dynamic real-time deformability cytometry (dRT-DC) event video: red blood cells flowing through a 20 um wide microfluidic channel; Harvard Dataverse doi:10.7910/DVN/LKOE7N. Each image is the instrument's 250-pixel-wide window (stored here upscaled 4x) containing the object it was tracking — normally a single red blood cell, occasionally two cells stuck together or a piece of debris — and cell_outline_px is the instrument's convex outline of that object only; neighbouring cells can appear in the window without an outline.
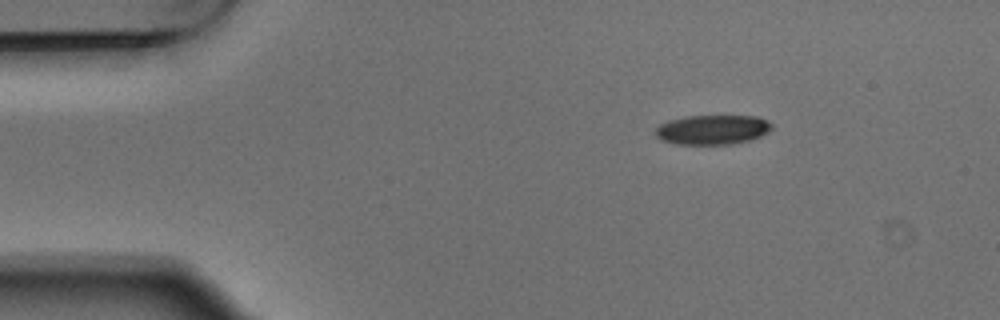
{"species": "Egyptian fruit bat (a non-hibernating species)", "species_latin": "Rousettus aegyptiacus", "temperature_condition": "warm", "stored_images_in_passage": 2, "camera_frame_rate_fps": 3000, "um_per_image_px": 0.085, "animal": {"sex": "male"}, "frame": {"image": 1, "passage_image": 1, "time_ms": 0.0, "image_size_px": [1000, 320], "cell_outline_px": [[772, 128], [768, 132], [760, 136], [748, 140], [732, 144], [680, 144], [660, 140], [656, 136], [656, 128], [660, 124], [668, 120], [684, 116], [756, 116], [768, 120], [772, 124]], "centroid_in_image_um": [60.56, 11.01], "position_along_channel_um": 24.4, "area_um2": 20.06}}